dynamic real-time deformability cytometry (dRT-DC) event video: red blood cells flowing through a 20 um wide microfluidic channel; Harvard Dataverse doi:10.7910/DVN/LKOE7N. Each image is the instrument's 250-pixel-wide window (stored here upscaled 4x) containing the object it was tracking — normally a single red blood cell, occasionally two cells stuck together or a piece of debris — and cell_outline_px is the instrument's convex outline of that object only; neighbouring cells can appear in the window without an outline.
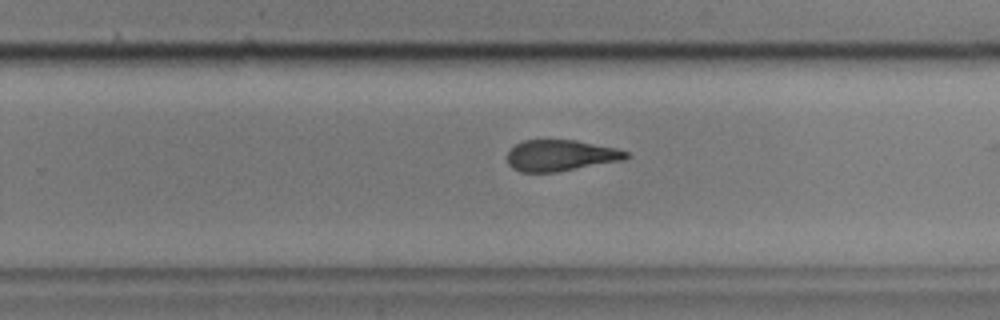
{"species": "common noctule bat (a hibernating species)", "species_latin": "Nyctalus noctula", "temperature_condition": "cold", "stored_images_in_passage": 39, "camera_frame_rate_fps": 3000, "um_per_image_px": 0.085, "animal": {"sex": "male", "body_mass_g": 17.9, "forearm_length_mm": 54.2}, "frame": {"image": 1, "passage_image": 24, "time_ms": 7.667, "image_size_px": [1000, 320], "cell_outline_px": [[628, 156], [624, 160], [556, 172], [520, 172], [512, 168], [508, 164], [508, 152], [516, 144], [524, 140], [576, 140], [616, 148], [628, 152]], "centroid_in_image_um": [47.64, 13.22], "position_along_channel_um": 282.2, "area_um2": 21.5}}
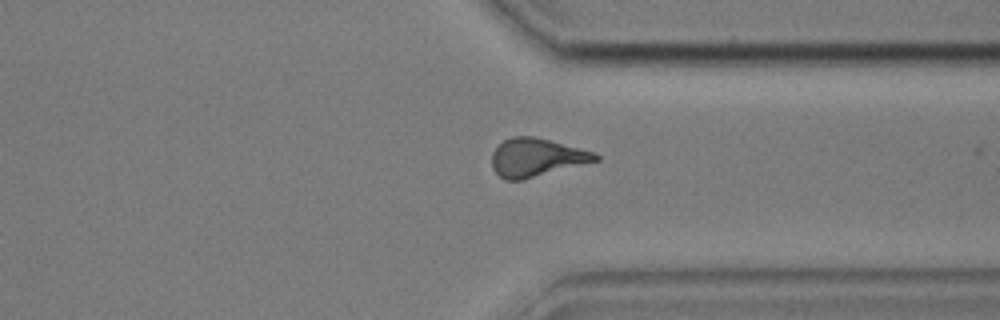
{"frame": {"image": 2, "passage_image": 31, "time_ms": 10.0, "image_size_px": [1000, 320], "cell_outline_px": [[600, 160], [520, 180], [504, 180], [492, 168], [492, 152], [504, 140], [512, 136], [536, 136], [596, 152], [600, 156]], "centroid_in_image_um": [45.61, 13.37], "position_along_channel_um": 365.8, "area_um2": 23.06}}
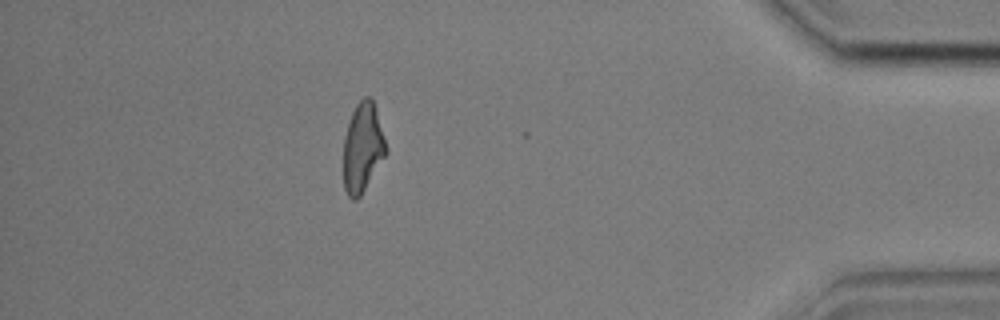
{"frame": {"image": 3, "passage_image": 38, "time_ms": 12.333, "image_size_px": [1000, 320], "cell_outline_px": [[388, 152], [360, 196], [356, 200], [352, 200], [348, 196], [344, 188], [344, 136], [352, 112], [356, 104], [364, 96], [372, 96], [376, 108], [388, 148]], "centroid_in_image_um": [30.84, 12.52], "position_along_channel_um": 404.4, "area_um2": 22.31}, "authors_computed_cell_mechanics": {"area_um2": 22.9466, "velocity_mm_per_s": 3.5896, "shape_relaxation_time_tau1_ms": 5.0156, "shape_relaxation_time_tau2_ms": 3.2248, "deformation_change_tau1": 0.1698, "deformation_change_tau2": 0.13}}